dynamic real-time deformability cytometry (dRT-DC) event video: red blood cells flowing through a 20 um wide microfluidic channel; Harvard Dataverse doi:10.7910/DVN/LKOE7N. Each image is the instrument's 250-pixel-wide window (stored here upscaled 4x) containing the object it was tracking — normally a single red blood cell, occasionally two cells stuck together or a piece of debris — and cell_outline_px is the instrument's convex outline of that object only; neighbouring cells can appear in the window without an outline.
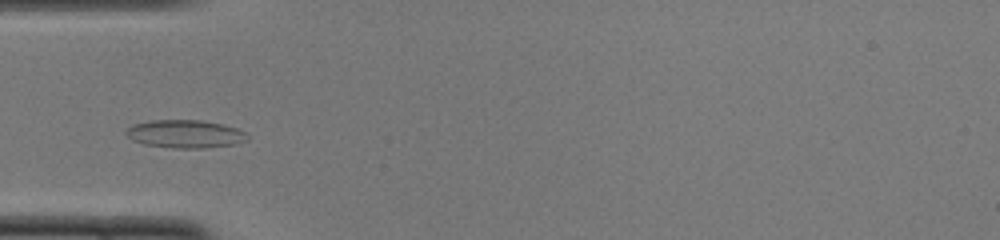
{"species": "common noctule bat (a hibernating species)", "species_latin": "Nyctalus noctula", "temperature_condition": "cold", "stored_images_in_passage": 39, "camera_frame_rate_fps": 3000, "um_per_image_px": 0.085, "animal": {"sex": "female", "body_mass_g": 22.0, "forearm_length_mm": 56.7}, "frame": {"image": 1, "passage_image": 4, "time_ms": 1.0, "image_size_px": [1000, 240], "cell_outline_px": [[248, 140], [236, 144], [204, 148], [176, 148], [144, 144], [132, 140], [124, 132], [132, 124], [152, 120], [200, 120], [224, 124], [236, 128], [244, 132], [248, 136]], "centroid_in_image_um": [15.74, 11.38], "position_along_channel_um": 69.3, "area_um2": 19.83}}
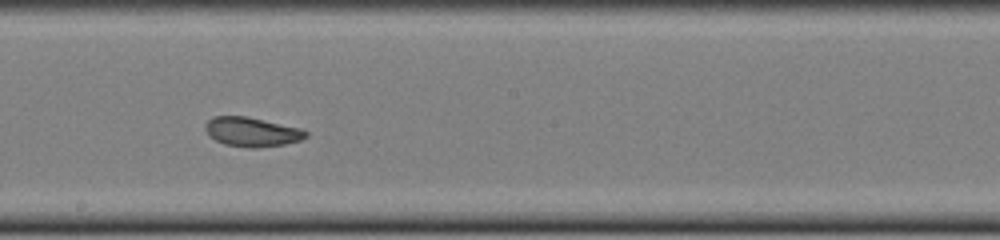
{"frame": {"image": 2, "passage_image": 16, "time_ms": 5.0, "image_size_px": [1000, 240], "cell_outline_px": [[308, 136], [300, 140], [284, 144], [256, 148], [248, 148], [224, 144], [208, 136], [204, 128], [204, 124], [212, 116], [248, 116], [300, 128], [308, 132]], "centroid_in_image_um": [21.37, 11.2], "position_along_channel_um": 226.8, "area_um2": 17.34}}
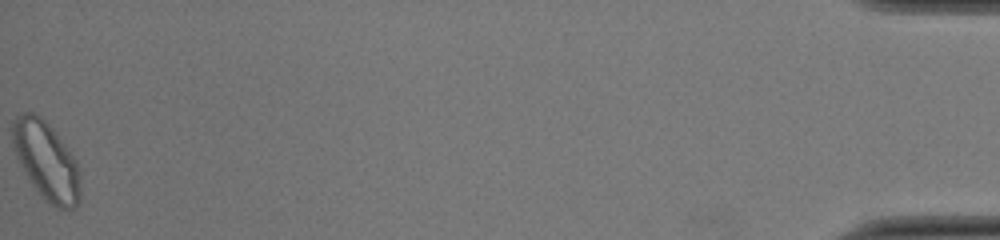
{"frame": {"image": 3, "passage_image": 39, "time_ms": 12.667, "image_size_px": [1000, 240], "cell_outline_px": [[80, 200], [72, 208], [56, 208], [48, 204], [44, 200], [32, 184], [24, 172], [16, 156], [12, 144], [12, 120], [16, 116], [24, 112], [32, 112], [40, 116], [48, 124], [64, 144], [76, 160], [80, 172]], "centroid_in_image_um": [3.92, 13.68], "position_along_channel_um": 431.3, "area_um2": 30.87}, "authors_computed_cell_mechanics": {"area_um2": 17.8602, "velocity_mm_per_s": 3.9462, "shape_relaxation_time_tau1_ms": 8.7204, "shape_relaxation_time_tau2_ms": 1.868, "deformation_change_tau1": 0.2221, "deformation_change_tau2": 0.0773}}